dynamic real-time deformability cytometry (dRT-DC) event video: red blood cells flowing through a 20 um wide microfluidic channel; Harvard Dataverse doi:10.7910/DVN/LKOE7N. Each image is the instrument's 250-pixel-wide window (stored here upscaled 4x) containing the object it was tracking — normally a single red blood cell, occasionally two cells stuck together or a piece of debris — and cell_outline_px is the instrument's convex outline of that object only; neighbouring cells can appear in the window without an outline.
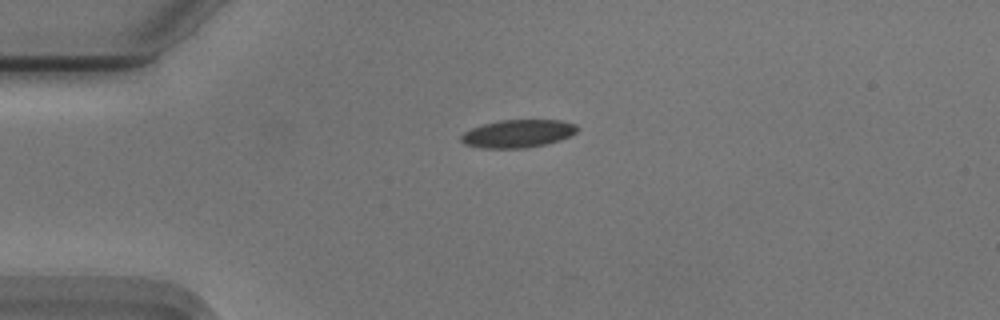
{"species": "Egyptian fruit bat (a non-hibernating species)", "species_latin": "Rousettus aegyptiacus", "temperature_condition": "cold", "stored_images_in_passage": 43, "camera_frame_rate_fps": 3000, "um_per_image_px": 0.085, "animal": {"sex": "male"}, "frame": {"image": 1, "passage_image": 1, "time_ms": 0.0, "image_size_px": [1000, 320], "cell_outline_px": [[580, 128], [576, 132], [560, 140], [544, 144], [524, 148], [484, 148], [464, 144], [460, 140], [460, 136], [464, 132], [472, 128], [484, 124], [504, 120], [560, 120], [576, 124]], "centroid_in_image_um": [44.02, 11.35], "position_along_channel_um": 41.0, "area_um2": 18.73}}
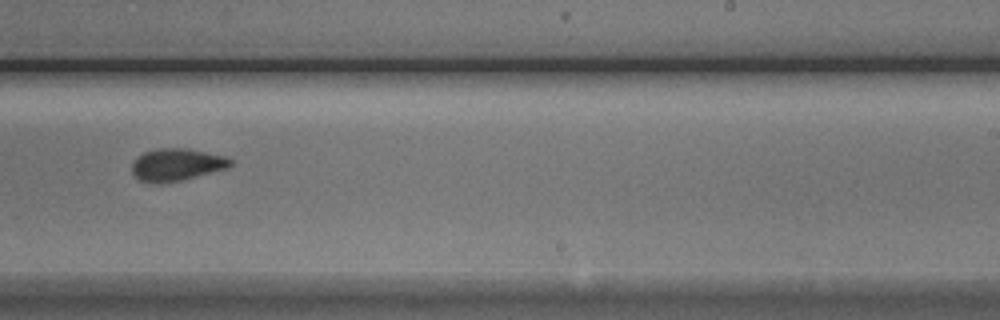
{"frame": {"image": 2, "passage_image": 22, "time_ms": 7.0, "image_size_px": [1000, 320], "cell_outline_px": [[232, 164], [228, 168], [180, 180], [160, 184], [156, 184], [140, 180], [132, 172], [132, 164], [144, 152], [160, 148], [184, 148], [224, 156], [232, 160]], "centroid_in_image_um": [15.01, 14.0], "position_along_channel_um": 274.0, "area_um2": 18.21}}
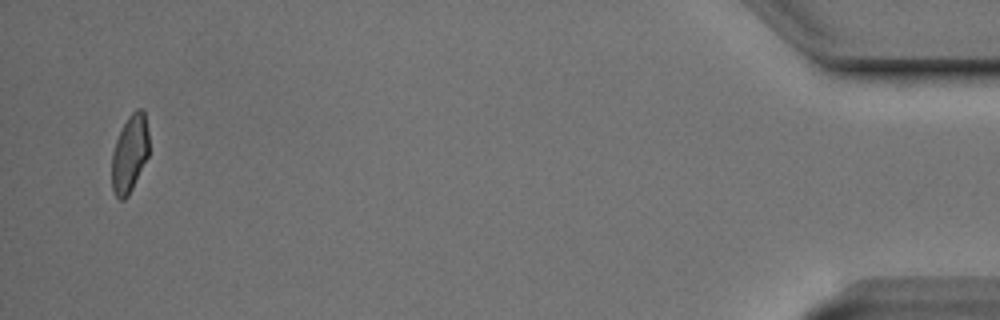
{"frame": {"image": 3, "passage_image": 41, "time_ms": 13.333, "image_size_px": [1000, 320], "cell_outline_px": [[148, 156], [128, 196], [124, 200], [120, 200], [116, 196], [112, 188], [112, 152], [116, 140], [128, 116], [136, 108], [140, 108], [144, 112], [148, 132]], "centroid_in_image_um": [11.02, 13.06], "position_along_channel_um": 424.2, "area_um2": 16.59}, "authors_computed_cell_mechanics": {"area_um2": 18.3226, "velocity_mm_per_s": 3.7333, "shape_relaxation_time_tau1_ms": 3.3693, "shape_relaxation_time_tau2_ms": 2.0339, "deformation_change_tau1": 0.1364, "deformation_change_tau2": 0.078}}